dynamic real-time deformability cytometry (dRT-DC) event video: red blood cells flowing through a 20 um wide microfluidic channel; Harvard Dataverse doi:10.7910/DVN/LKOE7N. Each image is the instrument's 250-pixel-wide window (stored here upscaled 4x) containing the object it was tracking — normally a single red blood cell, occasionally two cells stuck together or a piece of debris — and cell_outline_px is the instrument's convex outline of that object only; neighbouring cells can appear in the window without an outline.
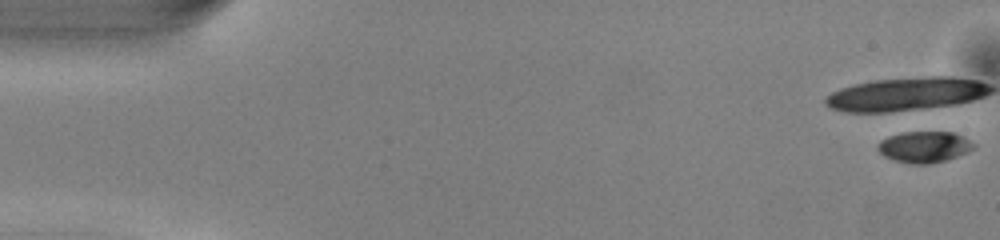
{"species": "common noctule bat (a hibernating species)", "species_latin": "Nyctalus noctula", "temperature_condition": "warm", "stored_images_in_passage": 17, "camera_frame_rate_fps": 3000, "um_per_image_px": 0.085, "animal": {"sex": "male", "body_mass_g": 13.0, "forearm_length_mm": 53.1}, "frame": {"image": 1, "passage_image": 1, "time_ms": 0.0, "image_size_px": [1000, 240], "cell_outline_px": [[976, 144], [972, 148], [956, 156], [944, 160], [928, 164], [912, 164], [896, 160], [884, 156], [876, 148], [880, 140], [888, 136], [904, 132], [952, 132]], "centroid_in_image_um": [78.5, 12.48], "position_along_channel_um": 6.5, "area_um2": 17.05}}